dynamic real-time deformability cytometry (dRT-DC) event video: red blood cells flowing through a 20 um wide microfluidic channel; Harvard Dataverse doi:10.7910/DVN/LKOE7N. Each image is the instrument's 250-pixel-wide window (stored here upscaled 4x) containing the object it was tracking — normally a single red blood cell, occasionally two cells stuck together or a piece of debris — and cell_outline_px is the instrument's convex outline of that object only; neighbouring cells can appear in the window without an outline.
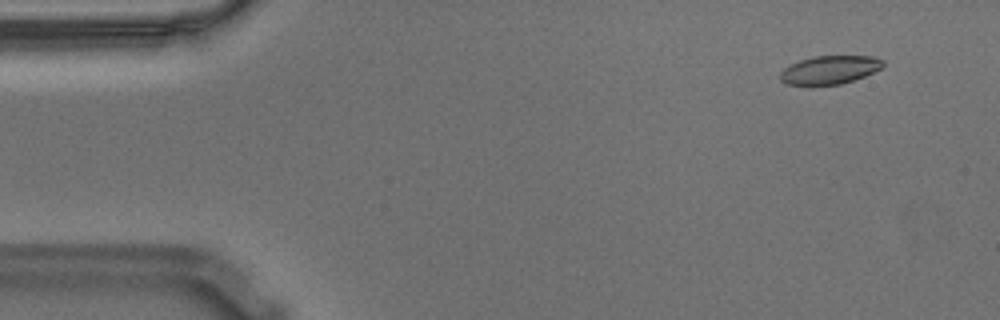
{"species": "Egyptian fruit bat (a non-hibernating species)", "species_latin": "Rousettus aegyptiacus", "temperature_condition": "warm", "stored_images_in_passage": 57, "camera_frame_rate_fps": 3000, "um_per_image_px": 0.085, "animal": {"sex": "male"}, "frame": {"image": 1, "passage_image": 5, "time_ms": 1.333, "image_size_px": [1000, 320], "cell_outline_px": [[884, 64], [880, 68], [864, 76], [840, 84], [808, 88], [788, 84], [780, 80], [780, 72], [788, 64], [812, 56], [872, 56], [884, 60]], "centroid_in_image_um": [70.44, 5.97], "position_along_channel_um": 14.6, "area_um2": 17.51}}
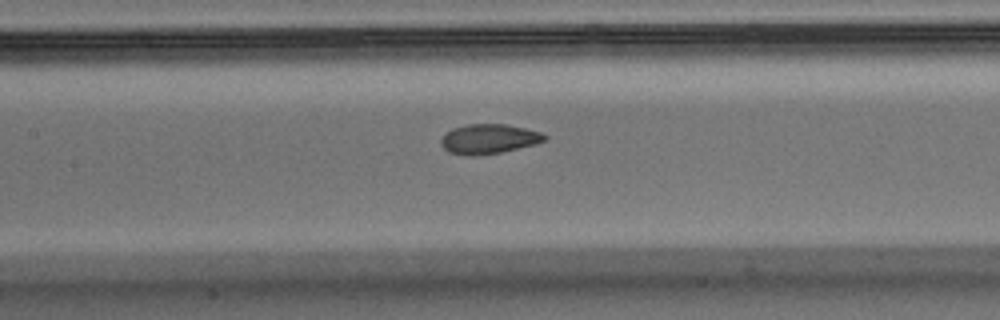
{"frame": {"image": 2, "passage_image": 26, "time_ms": 8.333, "image_size_px": [1000, 320], "cell_outline_px": [[548, 140], [536, 144], [500, 152], [476, 156], [468, 156], [448, 152], [440, 144], [440, 140], [444, 132], [452, 128], [468, 124], [504, 124], [544, 132], [548, 136]], "centroid_in_image_um": [41.55, 11.81], "position_along_channel_um": 165.8, "area_um2": 18.21}}
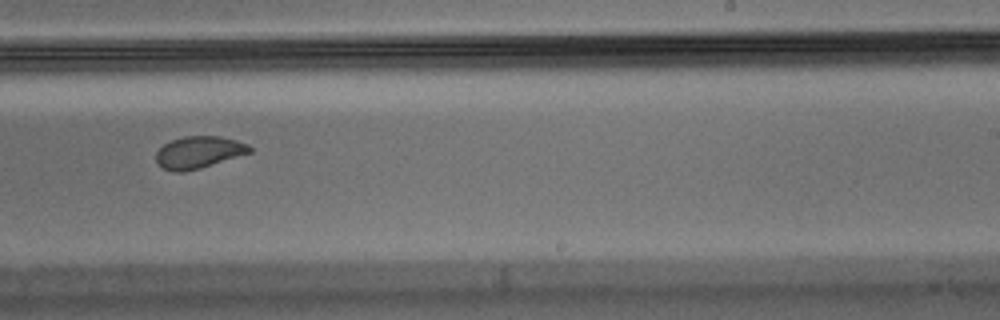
{"frame": {"image": 3, "passage_image": 35, "time_ms": 11.333, "image_size_px": [1000, 320], "cell_outline_px": [[252, 152], [200, 168], [184, 172], [176, 172], [164, 168], [156, 160], [156, 152], [164, 144], [172, 140], [184, 136], [220, 136], [236, 140], [248, 144], [252, 148]], "centroid_in_image_um": [16.91, 12.94], "position_along_channel_um": 272.1, "area_um2": 17.34}, "authors_computed_cell_mechanics": {"area_um2": 18.3804, "velocity_mm_per_s": 3.5516, "shape_relaxation_time_tau1_ms": 4.9919, "shape_relaxation_time_tau2_ms": 0.8346, "deformation_change_tau1": 0.1618, "deformation_change_tau2": 0.0566}}